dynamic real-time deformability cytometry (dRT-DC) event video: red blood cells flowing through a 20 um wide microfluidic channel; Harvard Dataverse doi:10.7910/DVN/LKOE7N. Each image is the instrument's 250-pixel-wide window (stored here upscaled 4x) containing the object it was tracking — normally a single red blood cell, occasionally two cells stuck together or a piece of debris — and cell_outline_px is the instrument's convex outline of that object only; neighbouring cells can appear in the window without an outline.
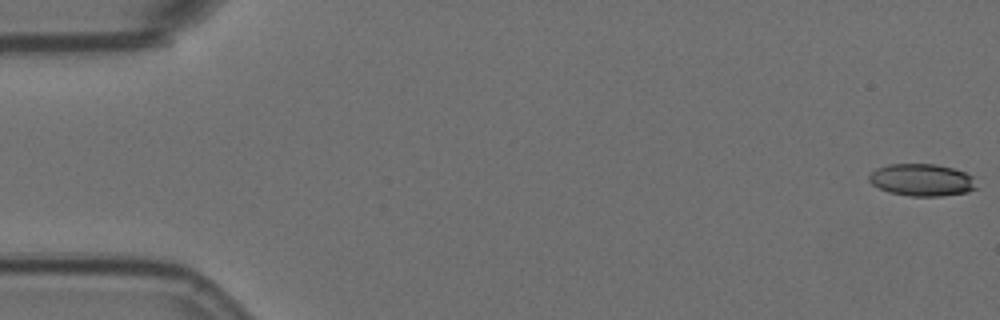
{"species": "Egyptian fruit bat (a non-hibernating species)", "species_latin": "Rousettus aegyptiacus", "temperature_condition": "room temperature", "stored_images_in_passage": 30, "camera_frame_rate_fps": 3000, "um_per_image_px": 0.085, "animal": {"sex": "female"}, "frame": {"image": 1, "passage_image": 1, "time_ms": 0.0, "image_size_px": [1000, 320], "cell_outline_px": [[976, 188], [968, 192], [940, 196], [912, 196], [888, 192], [872, 184], [868, 180], [868, 176], [876, 168], [888, 164], [936, 164], [952, 168], [964, 172], [972, 176]], "centroid_in_image_um": [78.33, 15.29], "position_along_channel_um": 6.7, "area_um2": 20.06}}
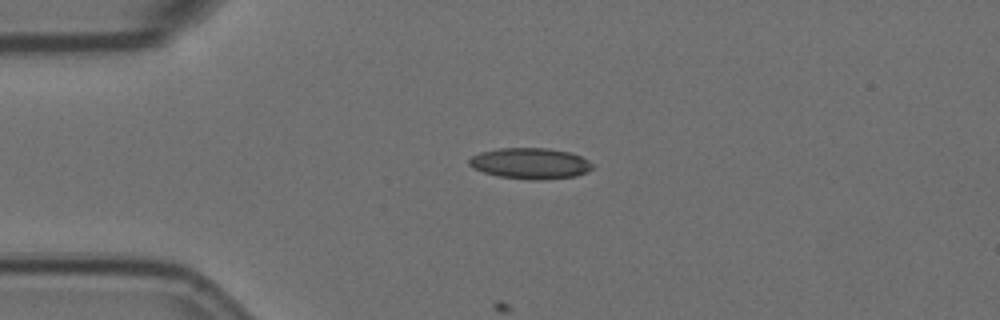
{"frame": {"image": 2, "passage_image": 14, "time_ms": 4.333, "image_size_px": [1000, 320], "cell_outline_px": [[596, 164], [588, 172], [576, 176], [540, 180], [532, 180], [496, 176], [472, 168], [468, 164], [468, 160], [472, 156], [480, 152], [500, 148], [548, 148], [568, 152], [580, 156]], "centroid_in_image_um": [45.08, 13.89], "position_along_channel_um": 39.9, "area_um2": 22.43}}
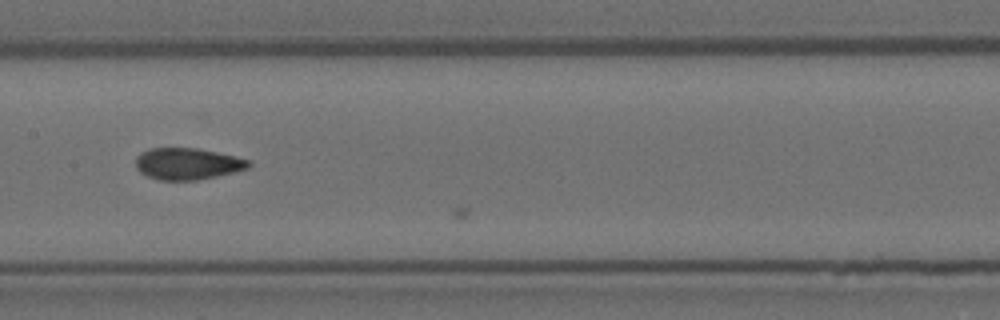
{"frame": {"image": 3, "passage_image": 29, "time_ms": 9.333, "image_size_px": [1000, 320], "cell_outline_px": [[252, 164], [248, 168], [216, 176], [196, 180], [160, 180], [148, 176], [140, 172], [136, 168], [136, 156], [140, 152], [152, 148], [196, 148], [236, 156], [252, 160]], "centroid_in_image_um": [15.94, 13.91], "position_along_channel_um": 191.5, "area_um2": 20.81}}